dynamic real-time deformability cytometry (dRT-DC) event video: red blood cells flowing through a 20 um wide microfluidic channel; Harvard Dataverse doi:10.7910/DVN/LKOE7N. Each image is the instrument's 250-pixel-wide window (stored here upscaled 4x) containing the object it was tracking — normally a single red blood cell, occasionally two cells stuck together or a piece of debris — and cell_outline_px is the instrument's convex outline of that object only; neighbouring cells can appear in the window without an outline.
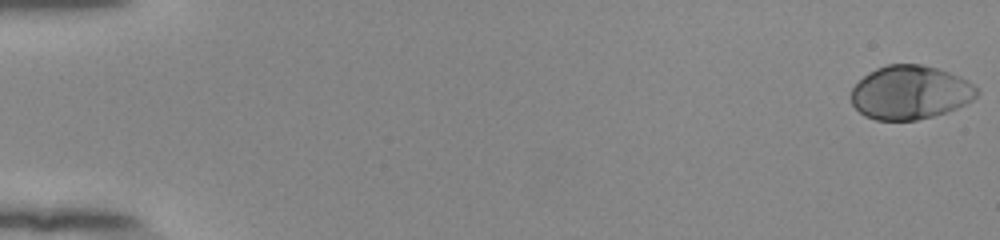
{"species": "human", "species_latin": "Homo sapiens", "temperature_condition": "room temperature", "stored_images_in_passage": 55, "camera_frame_rate_fps": 3000, "um_per_image_px": 0.085, "donor": {"sex": "female"}, "frame": {"image": 1, "passage_image": 1, "time_ms": 0.0, "image_size_px": [1000, 240], "cell_outline_px": [[980, 92], [972, 100], [956, 108], [932, 116], [916, 120], [876, 120], [864, 116], [852, 104], [852, 88], [868, 72], [876, 68], [888, 64], [920, 64], [936, 68], [960, 76], [968, 80]], "centroid_in_image_um": [77.36, 7.85], "position_along_channel_um": 7.6, "area_um2": 39.19}}
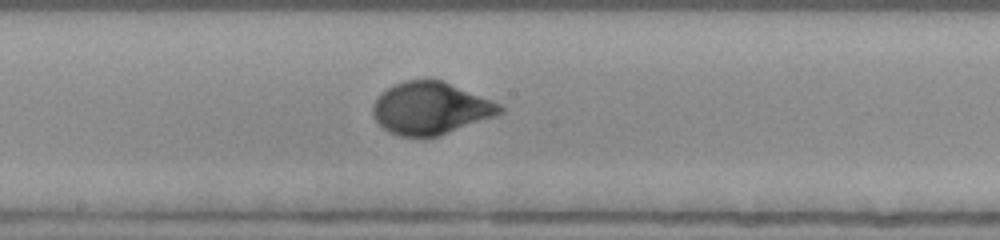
{"frame": {"image": 2, "passage_image": 31, "time_ms": 10.0, "image_size_px": [1000, 240], "cell_outline_px": [[504, 112], [496, 116], [436, 136], [420, 140], [400, 136], [388, 132], [372, 116], [372, 108], [376, 100], [388, 88], [404, 80], [444, 80], [492, 100], [500, 104], [504, 108]], "centroid_in_image_um": [36.61, 9.23], "position_along_channel_um": 211.6, "area_um2": 38.9}}
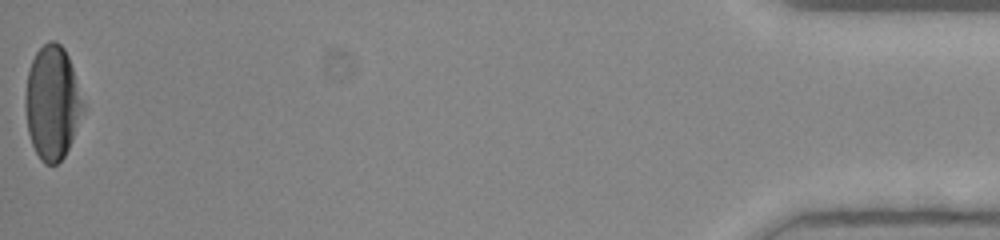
{"frame": {"image": 3, "passage_image": 55, "time_ms": 18.0, "image_size_px": [1000, 240], "cell_outline_px": [[84, 108], [72, 140], [64, 156], [56, 164], [44, 164], [40, 160], [32, 144], [28, 132], [24, 104], [28, 72], [32, 60], [36, 52], [48, 40], [56, 40], [64, 48], [68, 56], [84, 104]], "centroid_in_image_um": [4.43, 8.73], "position_along_channel_um": 430.8, "area_um2": 37.97}, "authors_computed_cell_mechanics": {"area_um2": 38.148, "velocity_mm_per_s": 3.8476, "shape_relaxation_time_tau1_ms": 3.0676, "shape_relaxation_time_tau2_ms": null, "deformation_change_tau1": 0.1951, "deformation_change_tau2": null}}